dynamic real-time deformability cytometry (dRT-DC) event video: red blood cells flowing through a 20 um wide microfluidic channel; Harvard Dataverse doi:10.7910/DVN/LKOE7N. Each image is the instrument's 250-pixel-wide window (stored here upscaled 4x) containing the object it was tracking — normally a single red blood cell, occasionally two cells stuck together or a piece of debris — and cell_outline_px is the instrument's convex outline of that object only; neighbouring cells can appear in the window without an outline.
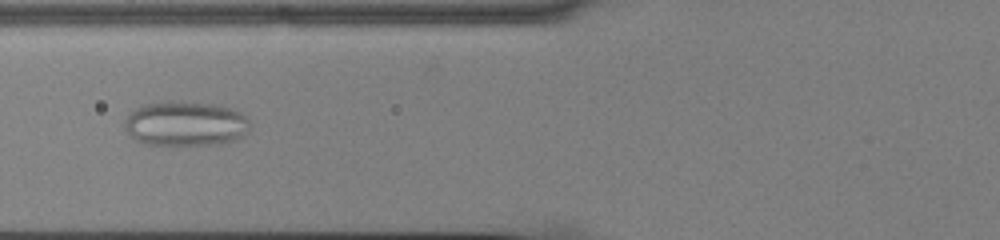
{"species": "common noctule bat (a hibernating species)", "species_latin": "Nyctalus noctula", "temperature_condition": "cold", "stored_images_in_passage": 39, "camera_frame_rate_fps": 3000, "um_per_image_px": 0.085, "animal": {"sex": "male", "body_mass_g": 13.0, "forearm_length_mm": 53.1}, "frame": {"image": 1, "passage_image": 6, "time_ms": 1.667, "image_size_px": [1000, 240], "cell_outline_px": [[252, 124], [248, 132], [244, 136], [236, 140], [220, 144], [144, 144], [136, 140], [124, 128], [124, 120], [128, 112], [140, 104], [164, 100], [176, 100], [220, 104], [232, 108], [240, 112]], "centroid_in_image_um": [15.76, 10.47], "position_along_channel_um": 110.0, "area_um2": 33.58}}